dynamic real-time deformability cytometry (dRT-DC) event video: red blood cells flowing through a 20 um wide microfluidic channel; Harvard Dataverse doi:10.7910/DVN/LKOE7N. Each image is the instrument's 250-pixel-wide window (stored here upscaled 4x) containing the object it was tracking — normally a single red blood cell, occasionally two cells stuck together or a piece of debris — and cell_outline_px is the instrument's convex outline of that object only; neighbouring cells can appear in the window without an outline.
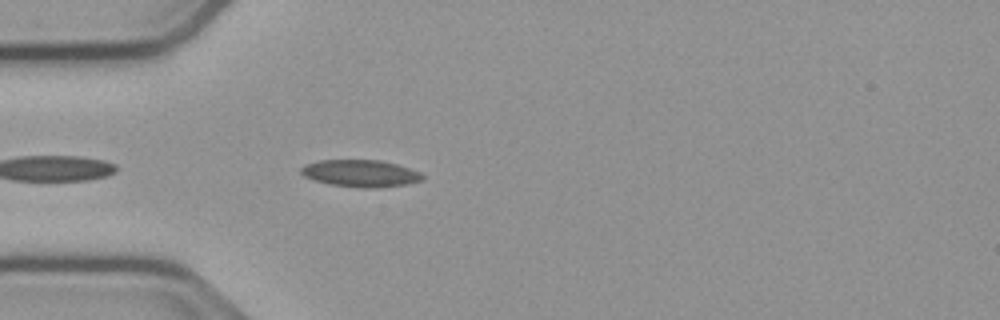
{"species": "common noctule bat (a hibernating species)", "species_latin": "Nyctalus noctula", "temperature_condition": "cold", "stored_images_in_passage": 13, "camera_frame_rate_fps": 3000, "um_per_image_px": 0.085, "animal": {"sex": "male", "body_mass_g": 23.1, "forearm_length_mm": 52.7}, "frame": {"image": 1, "passage_image": 3, "time_ms": 0.667, "image_size_px": [1000, 320], "cell_outline_px": [[424, 180], [408, 184], [376, 188], [360, 188], [332, 184], [316, 180], [304, 176], [300, 172], [300, 168], [304, 164], [320, 160], [380, 160], [396, 164], [420, 172], [424, 176]], "centroid_in_image_um": [30.66, 14.73], "position_along_channel_um": 54.3, "area_um2": 19.13}}
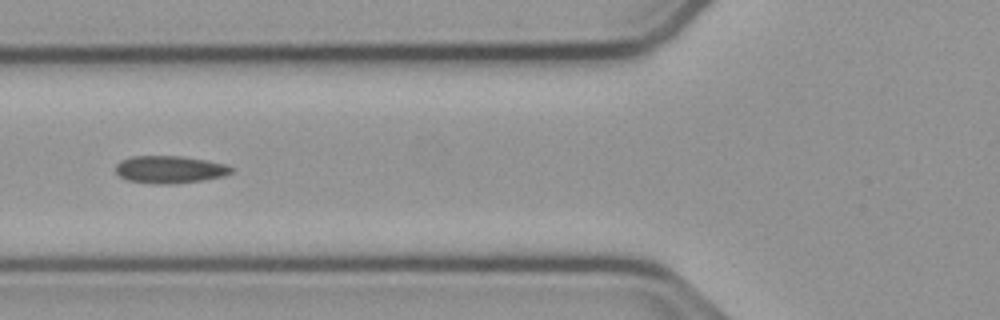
{"frame": {"image": 2, "passage_image": 8, "time_ms": 2.333, "image_size_px": [1000, 320], "cell_outline_px": [[232, 172], [224, 176], [176, 184], [152, 184], [128, 180], [120, 176], [116, 172], [116, 164], [120, 160], [132, 156], [180, 156], [204, 160], [224, 164], [232, 168]], "centroid_in_image_um": [14.38, 14.41], "position_along_channel_um": 111.4, "area_um2": 18.38}}